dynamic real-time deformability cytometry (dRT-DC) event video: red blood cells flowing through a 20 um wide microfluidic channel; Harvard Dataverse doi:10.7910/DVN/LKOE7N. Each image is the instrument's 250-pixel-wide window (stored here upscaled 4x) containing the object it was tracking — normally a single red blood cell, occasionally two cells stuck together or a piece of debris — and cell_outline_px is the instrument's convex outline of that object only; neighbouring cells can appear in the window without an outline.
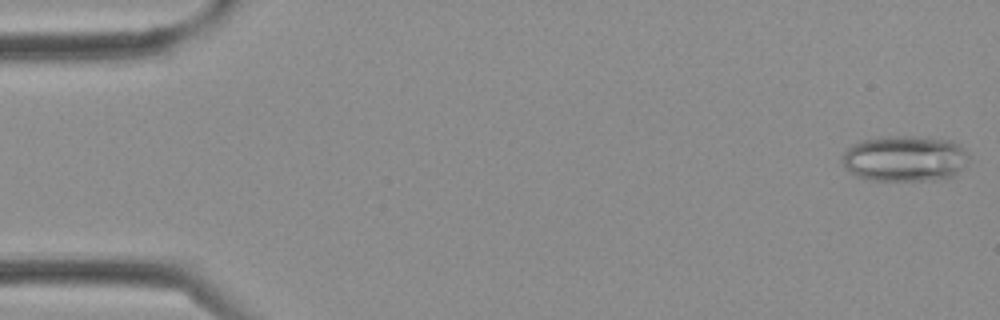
{"species": "Egyptian fruit bat (a non-hibernating species)", "species_latin": "Rousettus aegyptiacus", "temperature_condition": "cold", "stored_images_in_passage": 3, "camera_frame_rate_fps": 3000, "um_per_image_px": 0.085, "frame": {"image": 1, "passage_image": 1, "time_ms": 0.0, "image_size_px": [1000, 320], "cell_outline_px": [[968, 160], [960, 172], [952, 176], [940, 180], [872, 180], [856, 176], [848, 172], [844, 164], [844, 152], [852, 144], [860, 140], [880, 136], [912, 136], [952, 140], [960, 144], [968, 152]], "centroid_in_image_um": [76.94, 13.47], "position_along_channel_um": 8.1, "area_um2": 34.22}}